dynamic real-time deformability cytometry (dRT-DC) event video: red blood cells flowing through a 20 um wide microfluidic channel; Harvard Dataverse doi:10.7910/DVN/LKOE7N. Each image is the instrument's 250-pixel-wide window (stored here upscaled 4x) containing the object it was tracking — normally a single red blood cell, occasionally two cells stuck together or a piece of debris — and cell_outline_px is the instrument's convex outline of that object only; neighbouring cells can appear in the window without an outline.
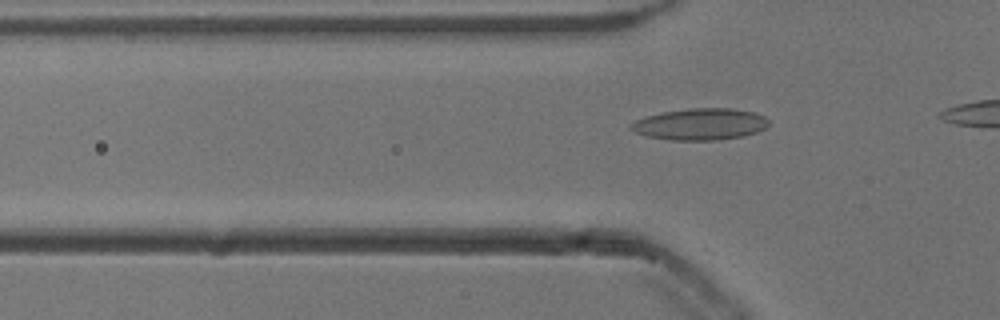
{"species": "common noctule bat (a hibernating species)", "species_latin": "Nyctalus noctula", "temperature_condition": "cold", "stored_images_in_passage": 25, "camera_frame_rate_fps": 3000, "um_per_image_px": 0.085, "animal": {"sex": "male", "body_mass_g": 13.3}, "frame": {"image": 1, "passage_image": 12, "time_ms": 3.667, "image_size_px": [1000, 320], "cell_outline_px": [[768, 124], [764, 128], [756, 132], [740, 136], [712, 140], [668, 140], [648, 136], [636, 132], [628, 128], [628, 124], [636, 120], [660, 112], [688, 108], [732, 108], [752, 112], [764, 116], [768, 120]], "centroid_in_image_um": [59.47, 10.54], "position_along_channel_um": 66.3, "area_um2": 25.2}}
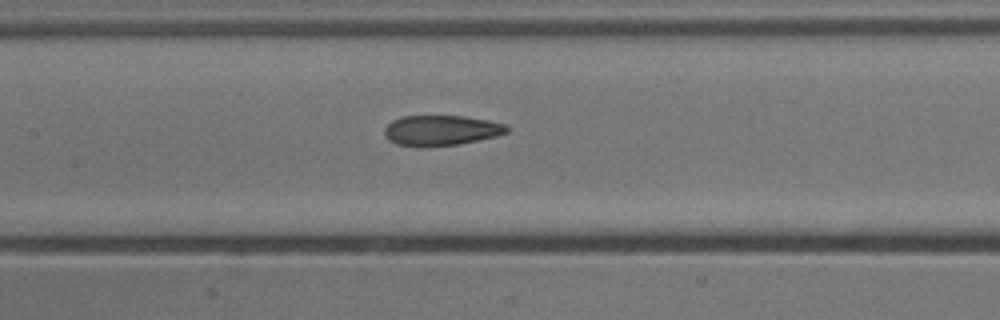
{"frame": {"image": 2, "passage_image": 20, "time_ms": 6.333, "image_size_px": [1000, 320], "cell_outline_px": [[508, 132], [496, 136], [456, 144], [424, 148], [420, 148], [396, 144], [388, 140], [384, 136], [384, 128], [392, 120], [400, 116], [464, 116], [488, 120], [504, 124], [508, 128]], "centroid_in_image_um": [37.42, 11.09], "position_along_channel_um": 170.0, "area_um2": 21.79}}
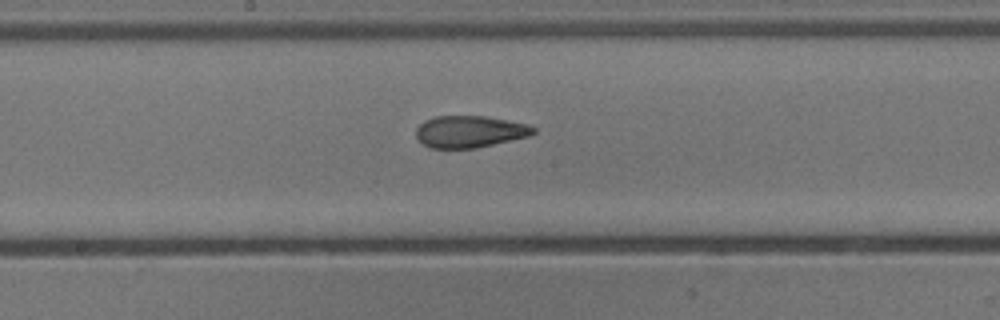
{"frame": {"image": 3, "passage_image": 23, "time_ms": 7.333, "image_size_px": [1000, 320], "cell_outline_px": [[536, 132], [528, 136], [476, 148], [428, 148], [416, 136], [416, 128], [424, 120], [436, 116], [484, 116], [528, 124], [536, 128]], "centroid_in_image_um": [39.91, 11.18], "position_along_channel_um": 208.3, "area_um2": 21.68}}